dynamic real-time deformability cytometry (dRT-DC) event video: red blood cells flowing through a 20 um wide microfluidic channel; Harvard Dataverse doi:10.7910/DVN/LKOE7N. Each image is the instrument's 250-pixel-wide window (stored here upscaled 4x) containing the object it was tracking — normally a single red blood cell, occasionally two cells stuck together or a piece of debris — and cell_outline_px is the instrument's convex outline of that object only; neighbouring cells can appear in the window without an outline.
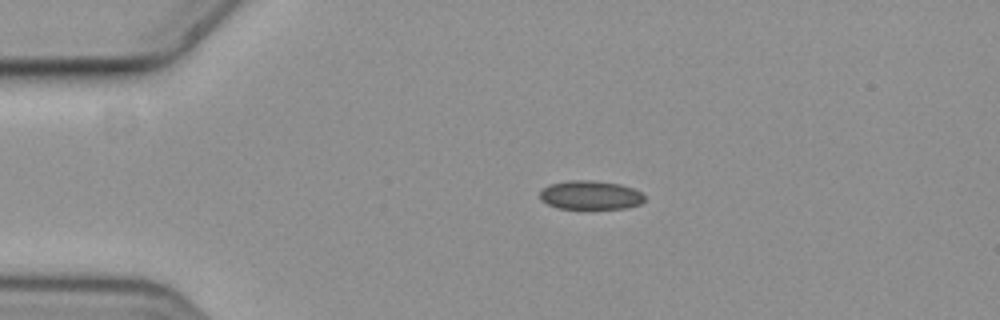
{"species": "common noctule bat (a hibernating species)", "species_latin": "Nyctalus noctula", "temperature_condition": "cold", "stored_images_in_passage": 10, "camera_frame_rate_fps": 3000, "um_per_image_px": 0.085, "animal": {"sex": "female", "body_mass_g": 19.3, "forearm_length_mm": 54.1}, "frame": {"image": 1, "passage_image": 1, "time_ms": 0.0, "image_size_px": [1000, 320], "cell_outline_px": [[644, 200], [640, 204], [628, 208], [556, 208], [540, 200], [540, 192], [544, 188], [552, 184], [568, 180], [588, 180], [620, 184], [632, 188], [640, 192], [644, 196]], "centroid_in_image_um": [50.18, 16.59], "position_along_channel_um": 34.8, "area_um2": 17.4}}
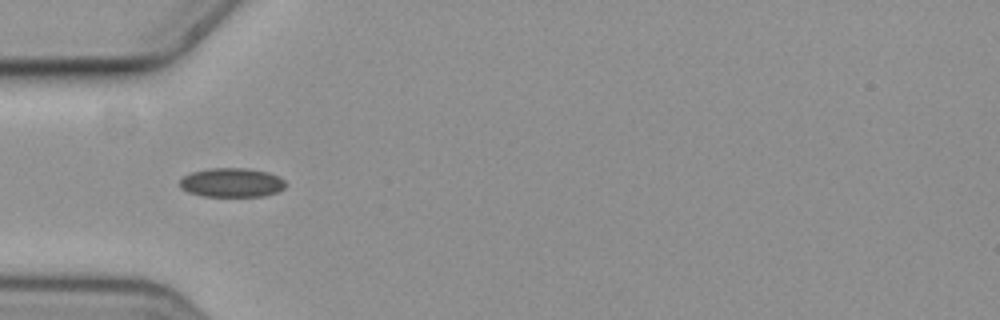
{"frame": {"image": 2, "passage_image": 7, "time_ms": 2.0, "image_size_px": [1000, 320], "cell_outline_px": [[284, 188], [276, 192], [264, 196], [200, 196], [188, 192], [180, 188], [180, 180], [184, 176], [192, 172], [208, 168], [248, 168], [268, 172], [284, 180]], "centroid_in_image_um": [19.66, 15.52], "position_along_channel_um": 65.3, "area_um2": 17.92}}